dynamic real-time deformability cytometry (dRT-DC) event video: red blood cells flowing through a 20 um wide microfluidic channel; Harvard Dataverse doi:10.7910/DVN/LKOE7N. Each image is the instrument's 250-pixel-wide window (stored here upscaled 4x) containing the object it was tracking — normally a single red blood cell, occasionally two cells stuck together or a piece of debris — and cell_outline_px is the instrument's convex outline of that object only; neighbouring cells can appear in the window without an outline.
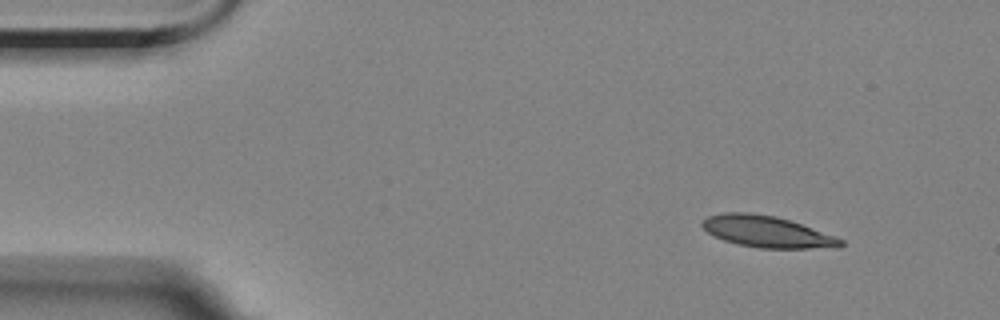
{"species": "Egyptian fruit bat (a non-hibernating species)", "species_latin": "Rousettus aegyptiacus", "temperature_condition": "room temperature", "stored_images_in_passage": 3, "camera_frame_rate_fps": 3000, "um_per_image_px": 0.085, "animal": {"sex": "female"}, "frame": {"image": 1, "passage_image": 1, "time_ms": 0.0, "image_size_px": [1000, 320], "cell_outline_px": [[844, 244], [840, 248], [760, 248], [740, 244], [724, 240], [708, 232], [700, 224], [708, 216], [724, 212], [748, 212], [776, 216], [836, 236], [844, 240]], "centroid_in_image_um": [65.23, 19.69], "position_along_channel_um": 19.8, "area_um2": 25.2}}
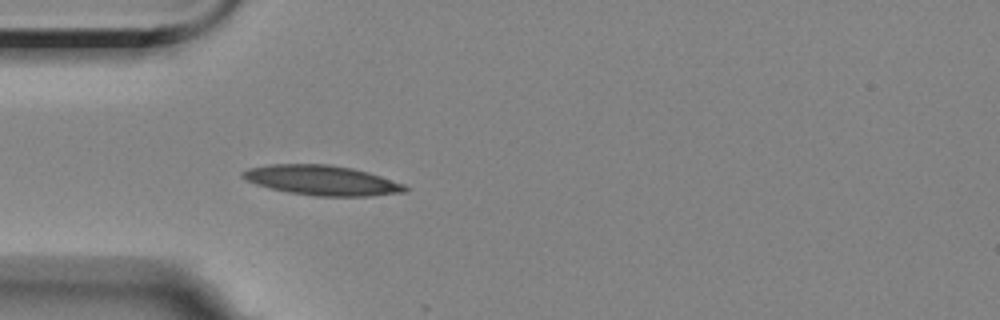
{"frame": {"image": 2, "passage_image": 3, "time_ms": 3.333, "image_size_px": [1000, 320], "cell_outline_px": [[408, 188], [404, 192], [372, 196], [316, 196], [288, 192], [256, 184], [240, 176], [240, 172], [248, 168], [268, 164], [328, 164], [352, 168], [368, 172], [404, 184]], "centroid_in_image_um": [27.35, 15.32], "position_along_channel_um": 57.7, "area_um2": 28.15}}